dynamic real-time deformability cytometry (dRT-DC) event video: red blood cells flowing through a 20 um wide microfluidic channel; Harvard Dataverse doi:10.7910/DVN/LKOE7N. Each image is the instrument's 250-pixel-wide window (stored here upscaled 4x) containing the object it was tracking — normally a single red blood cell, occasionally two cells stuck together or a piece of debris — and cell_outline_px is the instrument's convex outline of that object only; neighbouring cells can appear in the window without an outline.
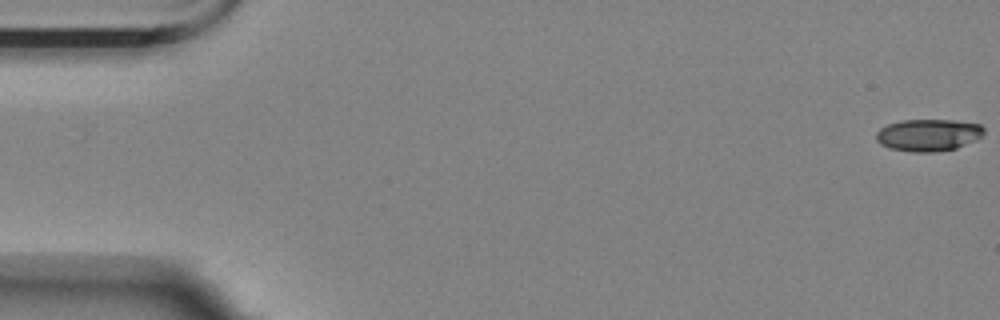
{"species": "Egyptian fruit bat (a non-hibernating species)", "species_latin": "Rousettus aegyptiacus", "temperature_condition": "room temperature", "stored_images_in_passage": 11, "camera_frame_rate_fps": 3000, "um_per_image_px": 0.085, "animal": {"sex": "female"}, "frame": {"image": 1, "passage_image": 1, "time_ms": 0.0, "image_size_px": [1000, 320], "cell_outline_px": [[984, 132], [976, 140], [956, 148], [932, 152], [912, 152], [888, 148], [880, 144], [876, 140], [876, 132], [880, 128], [888, 124], [900, 120], [952, 120], [980, 124], [984, 128]], "centroid_in_image_um": [78.88, 11.47], "position_along_channel_um": 6.1, "area_um2": 20.17}}